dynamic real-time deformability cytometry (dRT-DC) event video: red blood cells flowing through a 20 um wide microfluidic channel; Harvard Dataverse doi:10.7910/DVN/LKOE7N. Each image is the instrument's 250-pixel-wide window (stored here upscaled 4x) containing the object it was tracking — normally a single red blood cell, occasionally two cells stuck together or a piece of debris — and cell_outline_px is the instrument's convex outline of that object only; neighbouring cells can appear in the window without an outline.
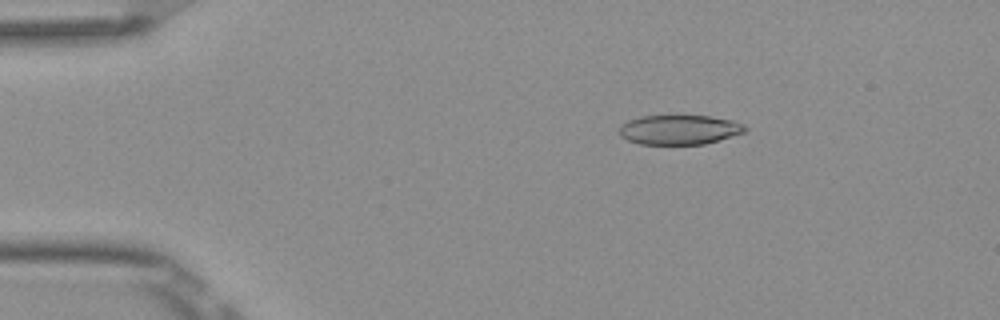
{"species": "Egyptian fruit bat (a non-hibernating species)", "species_latin": "Rousettus aegyptiacus", "temperature_condition": "room temperature", "stored_images_in_passage": 4, "camera_frame_rate_fps": 3000, "um_per_image_px": 0.085, "frame": {"image": 1, "passage_image": 3, "time_ms": 0.667, "image_size_px": [1000, 320], "cell_outline_px": [[748, 128], [744, 132], [720, 140], [704, 144], [640, 144], [628, 140], [620, 136], [620, 124], [628, 120], [640, 116], [712, 116], [732, 120], [744, 124]], "centroid_in_image_um": [57.75, 11.02], "position_along_channel_um": 27.3, "area_um2": 21.73}}